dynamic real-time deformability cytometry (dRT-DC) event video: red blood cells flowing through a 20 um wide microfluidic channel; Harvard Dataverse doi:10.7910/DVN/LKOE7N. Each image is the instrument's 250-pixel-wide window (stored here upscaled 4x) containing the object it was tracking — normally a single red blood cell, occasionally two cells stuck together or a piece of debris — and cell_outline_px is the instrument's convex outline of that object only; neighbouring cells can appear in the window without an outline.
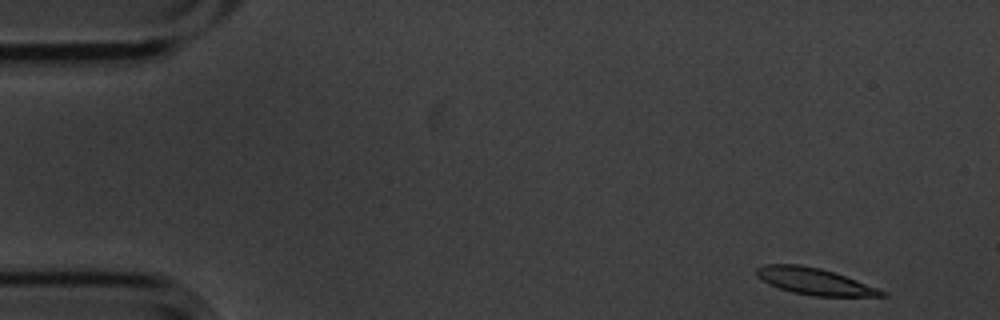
{"species": "common noctule bat (a hibernating species)", "species_latin": "Nyctalus noctula", "temperature_condition": "cold", "stored_images_in_passage": 6, "camera_frame_rate_fps": 3000, "um_per_image_px": 0.085, "animal": {"sex": "male", "body_mass_g": 20.1, "forearm_length_mm": 53.5}, "frame": {"image": 1, "passage_image": 1, "time_ms": 0.0, "image_size_px": [1000, 320], "cell_outline_px": [[888, 296], [812, 296], [792, 292], [768, 284], [756, 276], [756, 268], [764, 264], [800, 264], [820, 268], [856, 280], [876, 288], [884, 292]], "centroid_in_image_um": [69.16, 23.91], "position_along_channel_um": 15.8, "area_um2": 19.19}}
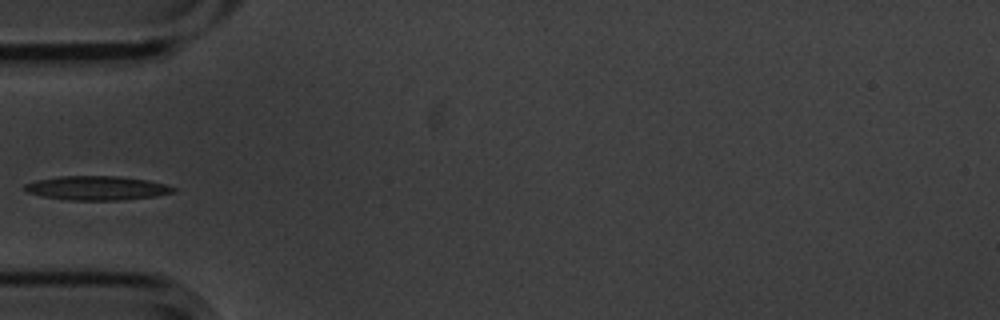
{"frame": {"image": 2, "passage_image": 5, "time_ms": 1.333, "image_size_px": [1000, 320], "cell_outline_px": [[176, 192], [156, 196], [120, 200], [68, 200], [44, 196], [28, 192], [24, 188], [24, 184], [36, 180], [56, 176], [120, 176], [148, 180], [164, 184], [176, 188]], "centroid_in_image_um": [8.25, 15.98], "position_along_channel_um": 76.7, "area_um2": 20.87}}
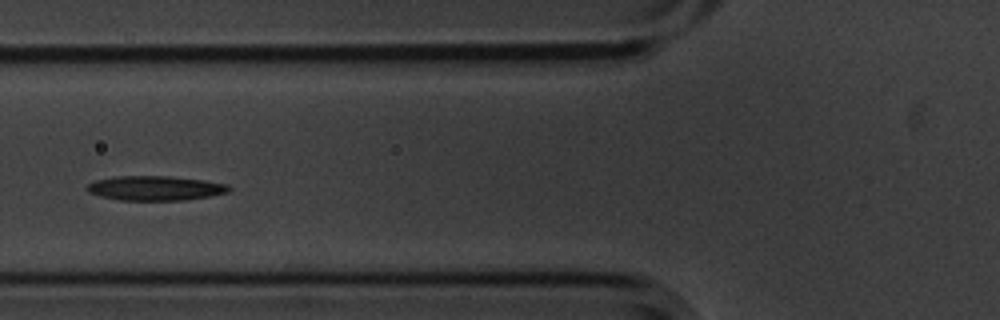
{"frame": {"image": 3, "passage_image": 6, "time_ms": 1.667, "image_size_px": [1000, 320], "cell_outline_px": [[232, 188], [228, 192], [212, 196], [184, 200], [120, 200], [100, 196], [88, 192], [84, 188], [92, 180], [116, 176], [168, 176], [204, 180], [228, 184]], "centroid_in_image_um": [13.18, 15.99], "position_along_channel_um": 112.6, "area_um2": 20.52}}